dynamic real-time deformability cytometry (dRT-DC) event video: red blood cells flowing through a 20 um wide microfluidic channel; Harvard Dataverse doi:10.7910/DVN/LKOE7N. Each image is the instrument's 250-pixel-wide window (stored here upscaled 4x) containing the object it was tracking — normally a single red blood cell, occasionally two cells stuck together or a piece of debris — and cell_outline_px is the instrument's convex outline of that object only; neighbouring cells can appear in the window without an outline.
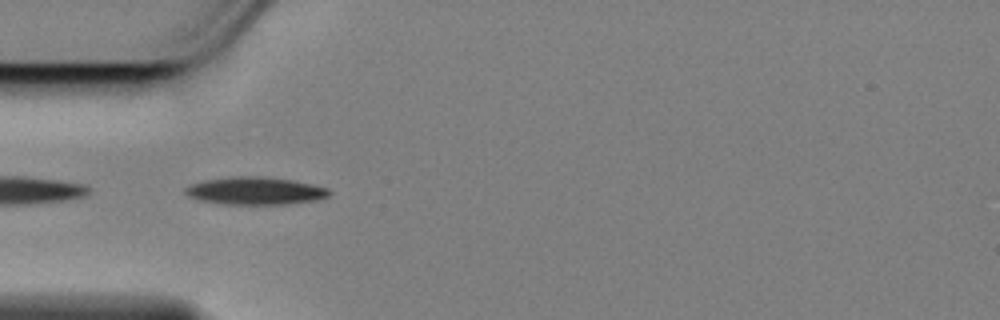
{"species": "Egyptian fruit bat (a non-hibernating species)", "species_latin": "Rousettus aegyptiacus", "temperature_condition": "cold", "stored_images_in_passage": 5, "camera_frame_rate_fps": 3000, "um_per_image_px": 0.085, "animal": {"sex": "female"}, "frame": {"image": 1, "passage_image": 1, "time_ms": 0.0, "image_size_px": [1000, 320], "cell_outline_px": [[332, 192], [328, 196], [316, 200], [284, 204], [224, 204], [200, 200], [188, 196], [184, 192], [184, 188], [192, 184], [204, 180], [232, 176], [264, 176], [292, 180], [312, 184], [328, 188]], "centroid_in_image_um": [21.69, 16.21], "position_along_channel_um": 63.3, "area_um2": 23.18}}